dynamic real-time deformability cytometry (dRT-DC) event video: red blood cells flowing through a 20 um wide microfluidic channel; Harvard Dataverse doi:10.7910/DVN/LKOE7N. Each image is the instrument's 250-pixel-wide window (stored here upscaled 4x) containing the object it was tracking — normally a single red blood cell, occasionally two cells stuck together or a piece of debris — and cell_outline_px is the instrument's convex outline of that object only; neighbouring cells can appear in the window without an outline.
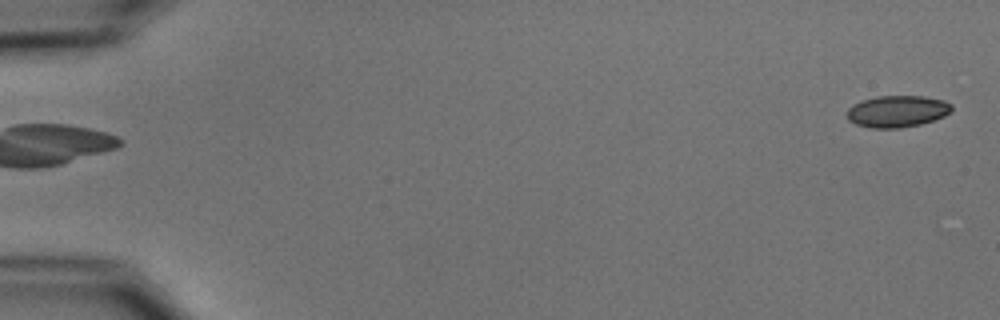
{"species": "common noctule bat (a hibernating species)", "species_latin": "Nyctalus noctula", "temperature_condition": "cold", "stored_images_in_passage": 6, "segment_of_instrument_passage": [2, 2], "camera_frame_rate_fps": 3000, "um_per_image_px": 0.085, "animal": {"sex": "male", "body_mass_g": 15.6}, "frame": {"image": 1, "passage_image": 6, "time_ms": 6.333, "image_size_px": [1000, 320], "cell_outline_px": [[952, 112], [944, 116], [920, 124], [900, 128], [872, 128], [856, 124], [848, 120], [848, 108], [852, 104], [860, 100], [876, 96], [924, 96], [944, 100], [952, 104]], "centroid_in_image_um": [76.26, 9.45], "position_along_channel_um": 8.7, "area_um2": 19.48}}